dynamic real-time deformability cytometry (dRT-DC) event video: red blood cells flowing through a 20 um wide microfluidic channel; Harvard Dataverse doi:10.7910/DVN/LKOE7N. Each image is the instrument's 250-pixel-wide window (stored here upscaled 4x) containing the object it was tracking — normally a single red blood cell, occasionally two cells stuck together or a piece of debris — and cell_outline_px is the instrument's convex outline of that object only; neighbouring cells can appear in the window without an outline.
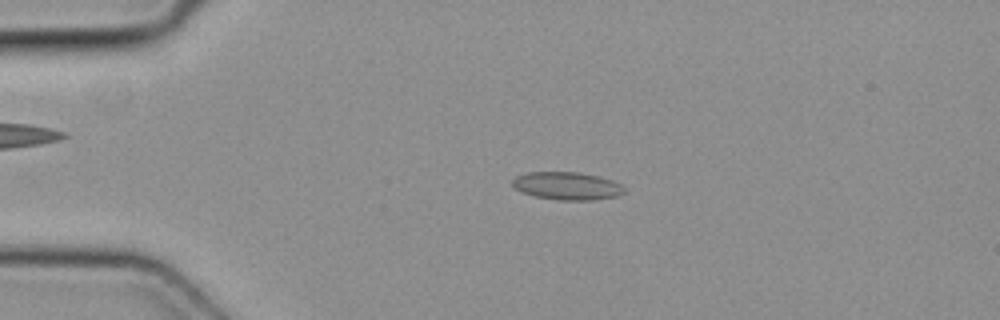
{"species": "common noctule bat (a hibernating species)", "species_latin": "Nyctalus noctula", "temperature_condition": "cold", "stored_images_in_passage": 34, "camera_frame_rate_fps": 3000, "um_per_image_px": 0.085, "animal": {"sex": "female", "body_mass_g": 19.3, "forearm_length_mm": 54.1}, "frame": {"image": 1, "passage_image": 3, "time_ms": 0.667, "image_size_px": [1000, 320], "cell_outline_px": [[628, 192], [620, 196], [592, 200], [556, 200], [536, 196], [520, 192], [512, 184], [512, 180], [516, 176], [524, 172], [580, 172], [600, 176], [612, 180], [628, 188]], "centroid_in_image_um": [48.26, 15.8], "position_along_channel_um": 36.7, "area_um2": 18.55}}
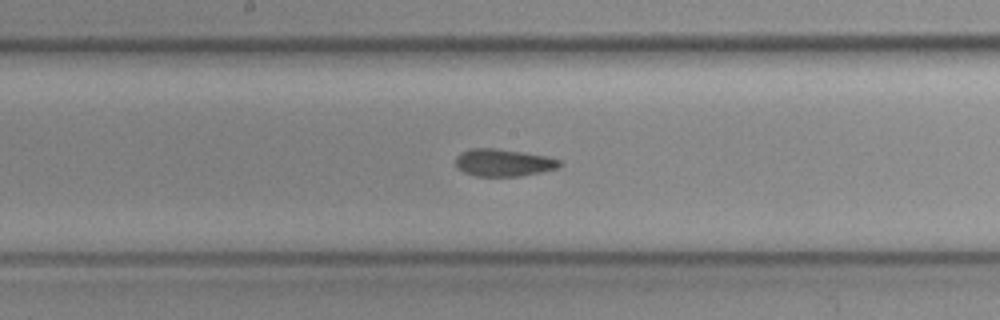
{"frame": {"image": 2, "passage_image": 18, "time_ms": 5.667, "image_size_px": [1000, 320], "cell_outline_px": [[564, 164], [556, 168], [540, 172], [520, 176], [476, 176], [464, 172], [456, 168], [456, 156], [460, 152], [472, 148], [492, 148], [524, 152], [548, 156], [560, 160]], "centroid_in_image_um": [42.79, 13.82], "position_along_channel_um": 205.4, "area_um2": 16.65}}
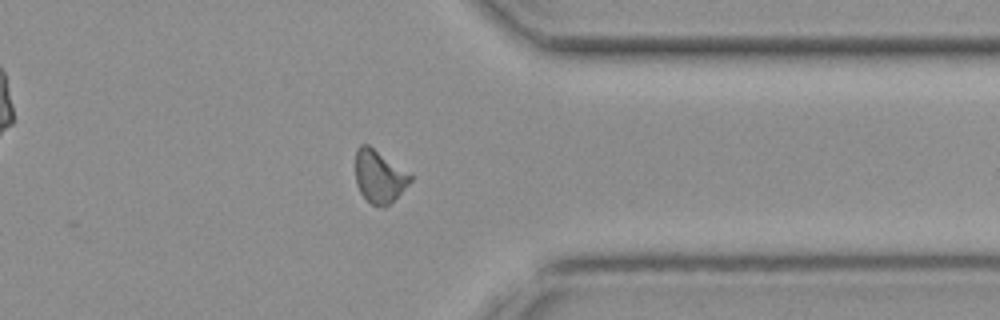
{"frame": {"image": 3, "passage_image": 31, "time_ms": 10.0, "image_size_px": [1000, 320], "cell_outline_px": [[412, 180], [384, 208], [372, 204], [360, 192], [356, 184], [356, 148], [360, 144], [368, 144], [412, 176]], "centroid_in_image_um": [32.19, 14.99], "position_along_channel_um": 379.2, "area_um2": 16.3}}